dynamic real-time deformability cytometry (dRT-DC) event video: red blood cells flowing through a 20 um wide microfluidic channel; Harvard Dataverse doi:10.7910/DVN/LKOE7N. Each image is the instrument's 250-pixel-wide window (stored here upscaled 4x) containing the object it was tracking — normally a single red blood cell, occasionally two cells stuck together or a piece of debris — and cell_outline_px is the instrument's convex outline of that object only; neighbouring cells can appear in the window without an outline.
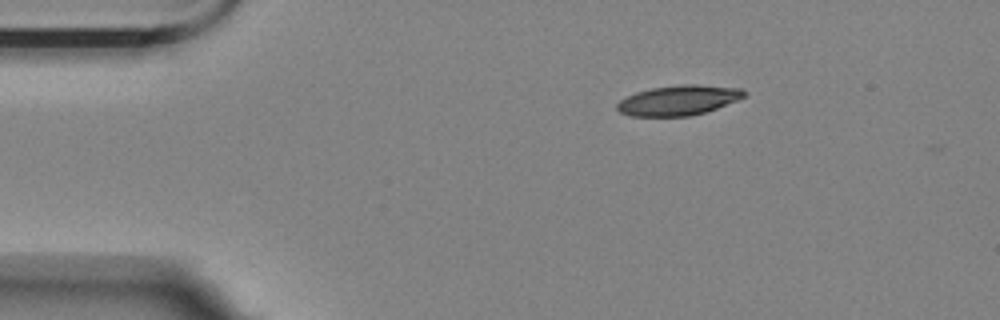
{"species": "Egyptian fruit bat (a non-hibernating species)", "species_latin": "Rousettus aegyptiacus", "temperature_condition": "room temperature", "stored_images_in_passage": 2, "camera_frame_rate_fps": 3000, "um_per_image_px": 0.085, "animal": {"sex": "female"}, "frame": {"image": 1, "passage_image": 1, "time_ms": 0.0, "image_size_px": [1000, 320], "cell_outline_px": [[748, 92], [744, 96], [736, 100], [716, 108], [704, 112], [688, 116], [632, 116], [620, 112], [616, 108], [616, 104], [620, 100], [636, 92], [652, 88], [680, 84], [696, 84], [744, 88]], "centroid_in_image_um": [57.68, 8.51], "position_along_channel_um": 27.3, "area_um2": 22.14}}